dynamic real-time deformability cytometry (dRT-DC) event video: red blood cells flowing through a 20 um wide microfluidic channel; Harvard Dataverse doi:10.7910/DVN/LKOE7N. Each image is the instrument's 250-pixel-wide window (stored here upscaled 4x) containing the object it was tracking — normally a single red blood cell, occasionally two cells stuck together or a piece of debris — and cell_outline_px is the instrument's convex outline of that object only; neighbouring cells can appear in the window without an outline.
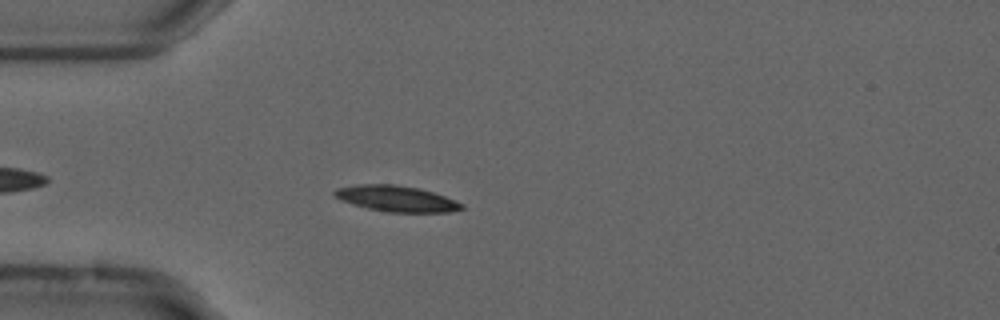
{"species": "common noctule bat (a hibernating species)", "species_latin": "Nyctalus noctula", "temperature_condition": "cold", "stored_images_in_passage": 44, "camera_frame_rate_fps": 3000, "um_per_image_px": 0.085, "animal": {"sex": "male", "forearm_length_mm": 52.5}, "frame": {"image": 1, "passage_image": 7, "time_ms": 2.0, "image_size_px": [1000, 320], "cell_outline_px": [[464, 208], [448, 212], [388, 212], [368, 208], [352, 204], [340, 200], [332, 196], [332, 192], [336, 188], [360, 184], [396, 184], [416, 188], [432, 192], [444, 196], [464, 204]], "centroid_in_image_um": [33.64, 16.88], "position_along_channel_um": 51.4, "area_um2": 19.13}}
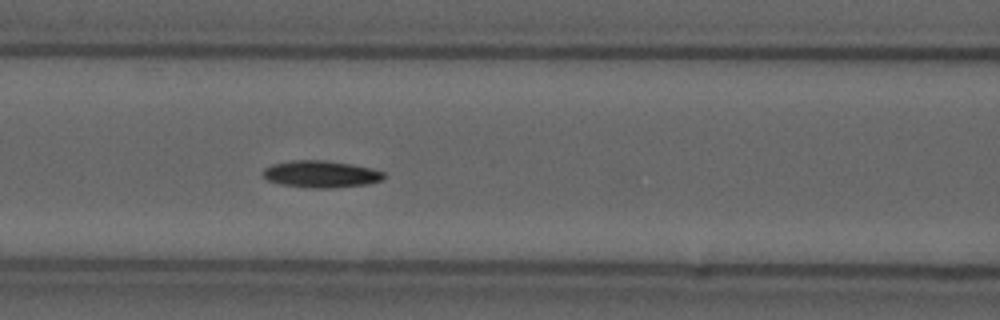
{"frame": {"image": 2, "passage_image": 15, "time_ms": 4.667, "image_size_px": [1000, 320], "cell_outline_px": [[384, 176], [380, 180], [368, 184], [332, 188], [308, 188], [280, 184], [268, 180], [264, 176], [264, 168], [272, 164], [292, 160], [324, 160], [352, 164], [372, 168], [384, 172]], "centroid_in_image_um": [27.28, 14.8], "position_along_channel_um": 139.3, "area_um2": 18.96}}
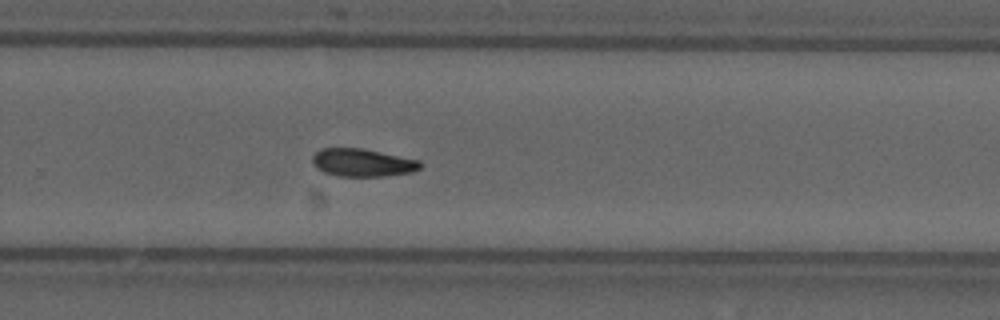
{"frame": {"image": 3, "passage_image": 28, "time_ms": 9.0, "image_size_px": [1000, 320], "cell_outline_px": [[424, 164], [420, 168], [412, 172], [384, 176], [340, 176], [324, 172], [316, 168], [312, 160], [312, 156], [320, 148], [364, 148], [420, 160]], "centroid_in_image_um": [30.83, 13.81], "position_along_channel_um": 299.0, "area_um2": 17.63}, "authors_computed_cell_mechanics": {"area_um2": 17.8024, "velocity_mm_per_s": 3.7052, "shape_relaxation_time_tau1_ms": 7.5115, "shape_relaxation_time_tau2_ms": null, "deformation_change_tau1": 0.1595, "deformation_change_tau2": null}}